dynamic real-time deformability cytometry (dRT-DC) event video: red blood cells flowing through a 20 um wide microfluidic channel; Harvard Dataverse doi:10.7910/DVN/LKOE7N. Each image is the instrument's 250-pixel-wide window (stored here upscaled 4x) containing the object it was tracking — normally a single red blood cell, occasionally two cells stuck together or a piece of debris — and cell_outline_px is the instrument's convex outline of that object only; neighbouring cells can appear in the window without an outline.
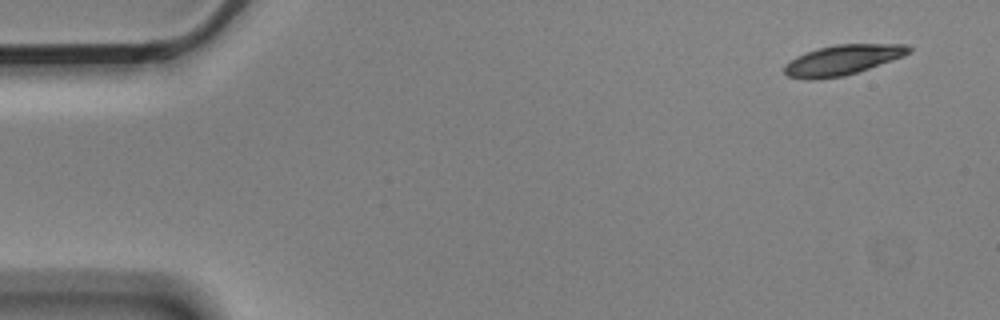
{"species": "Egyptian fruit bat (a non-hibernating species)", "species_latin": "Rousettus aegyptiacus", "temperature_condition": "cold", "stored_images_in_passage": 3, "camera_frame_rate_fps": 3000, "um_per_image_px": 0.085, "animal": {"sex": "male"}, "frame": {"image": 1, "passage_image": 1, "time_ms": 0.0, "image_size_px": [1000, 320], "cell_outline_px": [[912, 52], [904, 56], [844, 76], [816, 80], [808, 80], [788, 76], [784, 72], [784, 64], [796, 56], [820, 48], [836, 44], [908, 44], [912, 48]], "centroid_in_image_um": [71.62, 5.1], "position_along_channel_um": 13.4, "area_um2": 21.79}}